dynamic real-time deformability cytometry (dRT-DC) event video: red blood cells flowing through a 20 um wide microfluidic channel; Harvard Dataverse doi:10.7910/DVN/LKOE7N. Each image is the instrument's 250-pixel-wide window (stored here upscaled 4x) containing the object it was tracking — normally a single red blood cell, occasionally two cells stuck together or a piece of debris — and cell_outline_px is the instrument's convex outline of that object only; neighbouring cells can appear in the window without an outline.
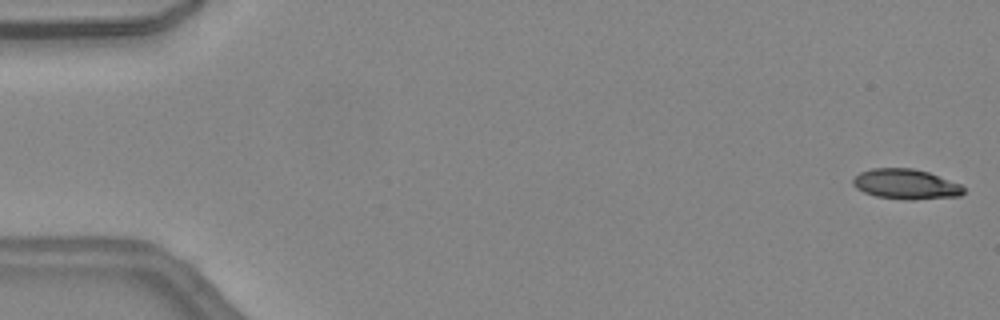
{"species": "common noctule bat (a hibernating species)", "species_latin": "Nyctalus noctula", "temperature_condition": "warm", "stored_images_in_passage": 17, "camera_frame_rate_fps": 3000, "um_per_image_px": 0.085, "animal": {"sex": "female", "body_mass_g": 24.6, "forearm_length_mm": 56.2}, "frame": {"image": 1, "passage_image": 1, "time_ms": 0.0, "image_size_px": [1000, 320], "cell_outline_px": [[964, 192], [960, 196], [916, 200], [904, 200], [876, 196], [864, 192], [856, 188], [852, 184], [852, 180], [860, 172], [872, 168], [912, 168], [928, 172], [960, 184], [964, 188]], "centroid_in_image_um": [76.99, 15.66], "position_along_channel_um": 8.0, "area_um2": 19.48}}
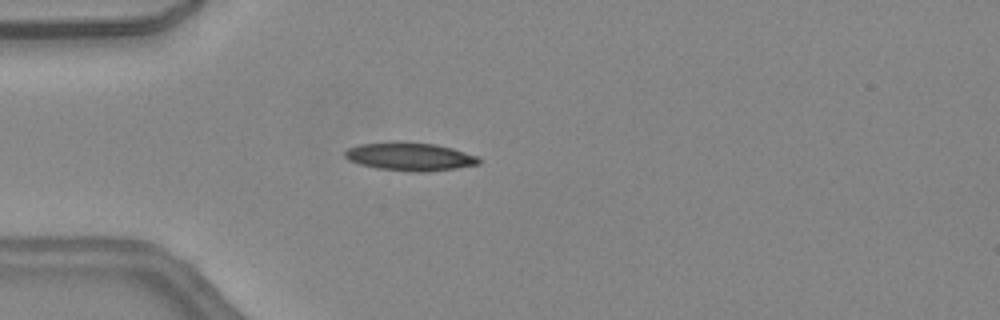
{"frame": {"image": 2, "passage_image": 13, "time_ms": 4.0, "image_size_px": [1000, 320], "cell_outline_px": [[480, 164], [456, 168], [424, 172], [412, 172], [376, 168], [360, 164], [348, 160], [344, 156], [344, 152], [348, 148], [360, 144], [436, 144], [452, 148], [476, 156], [480, 160]], "centroid_in_image_um": [34.85, 13.36], "position_along_channel_um": 50.1, "area_um2": 21.15}}